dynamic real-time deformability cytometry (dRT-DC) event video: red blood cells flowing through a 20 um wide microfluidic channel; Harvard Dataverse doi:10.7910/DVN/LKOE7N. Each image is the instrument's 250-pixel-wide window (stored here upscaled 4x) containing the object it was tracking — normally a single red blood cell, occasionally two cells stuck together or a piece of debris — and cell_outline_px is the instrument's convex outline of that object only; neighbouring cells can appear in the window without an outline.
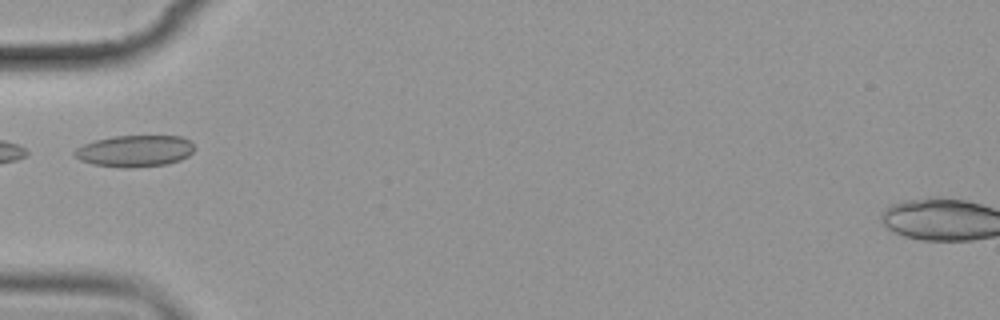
{"species": "common noctule bat (a hibernating species)", "species_latin": "Nyctalus noctula", "temperature_condition": "cold", "stored_images_in_passage": 13, "camera_frame_rate_fps": 3000, "um_per_image_px": 0.085, "animal": {"sex": "female", "body_mass_g": 19.9}, "frame": {"image": 1, "passage_image": 4, "time_ms": 4.333, "image_size_px": [1000, 320], "cell_outline_px": [[196, 148], [188, 156], [180, 160], [168, 164], [124, 168], [92, 164], [80, 160], [72, 152], [76, 148], [84, 144], [96, 140], [116, 136], [180, 136], [188, 140]], "centroid_in_image_um": [11.46, 12.84], "position_along_channel_um": 73.5, "area_um2": 21.96}}
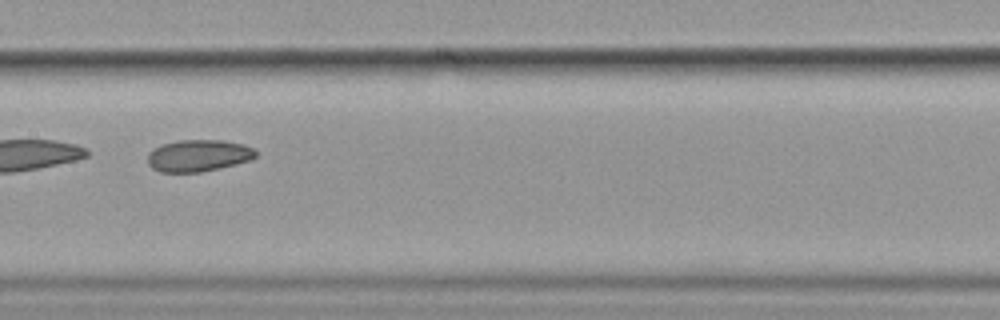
{"frame": {"image": 2, "passage_image": 7, "time_ms": 7.667, "image_size_px": [1000, 320], "cell_outline_px": [[256, 156], [252, 160], [220, 168], [200, 172], [160, 172], [152, 168], [148, 164], [148, 152], [152, 148], [160, 144], [180, 140], [224, 140], [240, 144], [252, 148], [256, 152]], "centroid_in_image_um": [16.82, 13.23], "position_along_channel_um": 190.6, "area_um2": 20.17}}
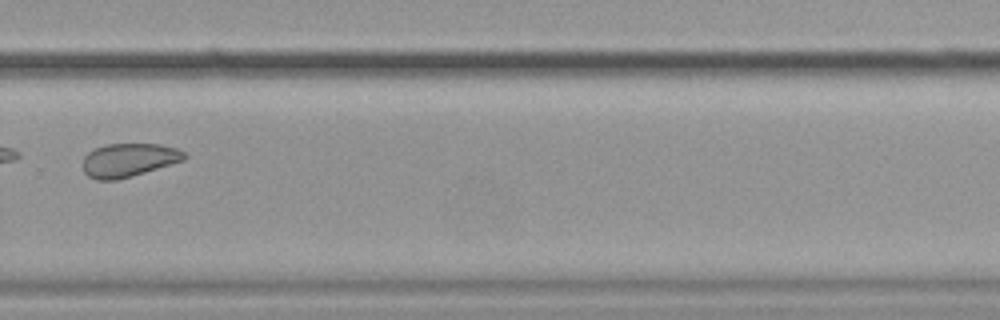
{"frame": {"image": 3, "passage_image": 10, "time_ms": 11.333, "image_size_px": [1000, 320], "cell_outline_px": [[188, 156], [184, 160], [132, 176], [116, 180], [96, 180], [88, 176], [84, 172], [80, 164], [84, 156], [88, 152], [96, 148], [108, 144], [160, 144], [176, 148], [184, 152]], "centroid_in_image_um": [10.9, 13.61], "position_along_channel_um": 318.9, "area_um2": 19.94}, "authors_computed_cell_mechanics": {"area_um2": 20.6346, "velocity_mm_per_s": 3.5143, "shape_relaxation_time_tau1_ms": 2.8089, "shape_relaxation_time_tau2_ms": 5.3664, "deformation_change_tau1": 0.0731, "deformation_change_tau2": 0.084}}